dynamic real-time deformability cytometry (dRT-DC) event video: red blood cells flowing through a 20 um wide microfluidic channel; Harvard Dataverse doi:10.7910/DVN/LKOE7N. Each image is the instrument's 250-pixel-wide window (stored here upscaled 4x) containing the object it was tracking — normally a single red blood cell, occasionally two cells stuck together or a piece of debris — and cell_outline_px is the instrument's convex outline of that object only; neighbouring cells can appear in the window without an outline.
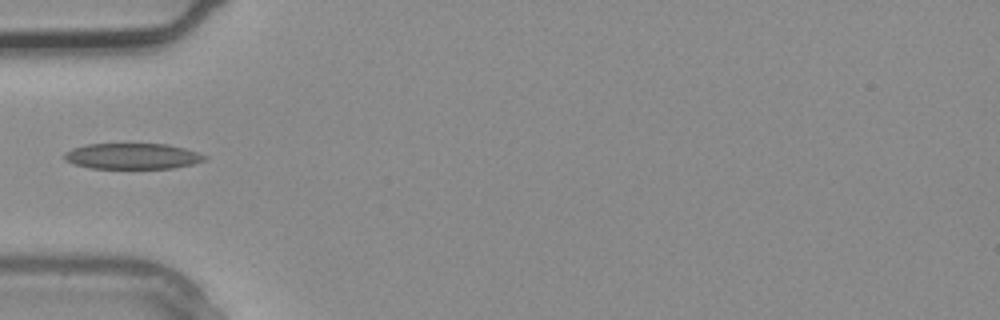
{"species": "common noctule bat (a hibernating species)", "species_latin": "Nyctalus noctula", "temperature_condition": "warm", "stored_images_in_passage": 3, "camera_frame_rate_fps": 3000, "um_per_image_px": 0.085, "animal": {"sex": "male", "body_mass_g": 20.4}, "frame": {"image": 1, "passage_image": 3, "time_ms": 0.667, "image_size_px": [1000, 320], "cell_outline_px": [[208, 160], [192, 164], [172, 168], [92, 168], [76, 164], [64, 160], [64, 152], [72, 148], [88, 144], [168, 144], [184, 148], [208, 156]], "centroid_in_image_um": [11.28, 13.27], "position_along_channel_um": 73.7, "area_um2": 21.04}}